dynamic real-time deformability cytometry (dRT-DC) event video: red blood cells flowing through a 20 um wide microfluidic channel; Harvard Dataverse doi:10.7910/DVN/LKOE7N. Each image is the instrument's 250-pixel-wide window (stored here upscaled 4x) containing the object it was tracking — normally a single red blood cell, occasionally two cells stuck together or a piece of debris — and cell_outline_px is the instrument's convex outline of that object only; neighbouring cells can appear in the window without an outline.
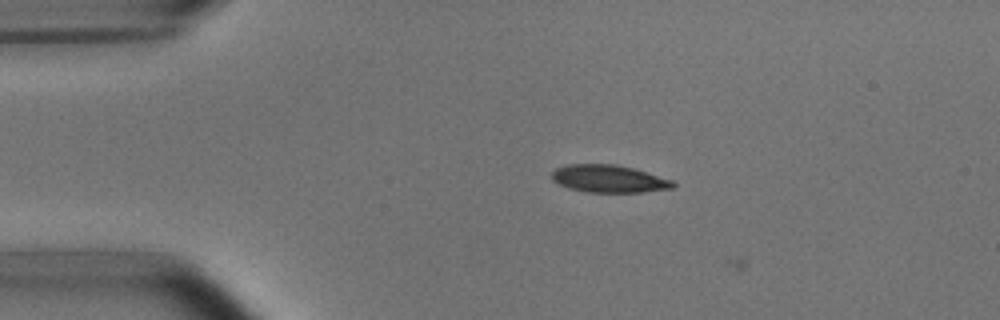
{"species": "common noctule bat (a hibernating species)", "species_latin": "Nyctalus noctula", "temperature_condition": "room temperature", "stored_images_in_passage": 7, "camera_frame_rate_fps": 3000, "um_per_image_px": 0.085, "animal": {"sex": "male", "body_mass_g": 15.6}, "frame": {"image": 1, "passage_image": 6, "time_ms": 1.667, "image_size_px": [1000, 320], "cell_outline_px": [[676, 184], [672, 188], [640, 192], [588, 192], [568, 188], [552, 180], [552, 172], [556, 168], [568, 164], [612, 164], [632, 168], [672, 180]], "centroid_in_image_um": [51.72, 15.19], "position_along_channel_um": 33.3, "area_um2": 19.19}}